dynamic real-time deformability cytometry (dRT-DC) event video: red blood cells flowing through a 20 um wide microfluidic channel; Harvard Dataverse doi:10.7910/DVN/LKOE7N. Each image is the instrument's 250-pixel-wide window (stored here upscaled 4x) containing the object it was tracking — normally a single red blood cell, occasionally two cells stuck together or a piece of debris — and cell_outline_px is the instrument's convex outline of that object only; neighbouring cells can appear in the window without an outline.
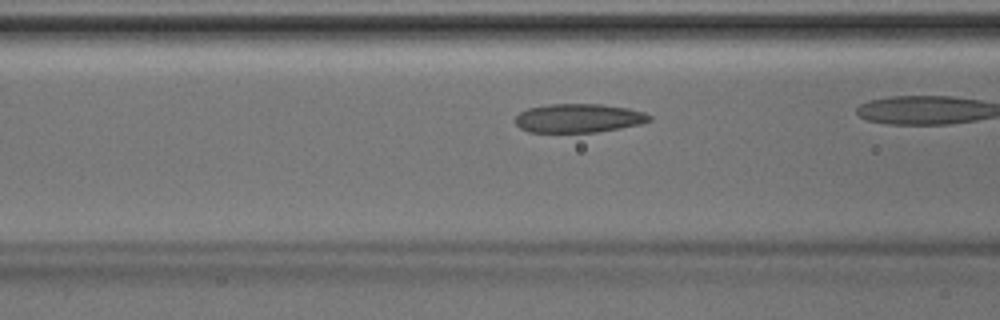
{"species": "Egyptian fruit bat (a non-hibernating species)", "species_latin": "Rousettus aegyptiacus", "temperature_condition": "room temperature", "stored_images_in_passage": 26, "camera_frame_rate_fps": 3000, "um_per_image_px": 0.085, "animal": {"sex": "male"}, "frame": {"image": 1, "passage_image": 8, "time_ms": 2.333, "image_size_px": [1000, 320], "cell_outline_px": [[652, 120], [640, 124], [620, 128], [596, 132], [528, 132], [520, 128], [516, 124], [516, 116], [520, 112], [528, 108], [548, 104], [600, 104], [628, 108], [644, 112], [652, 116]], "centroid_in_image_um": [49.19, 10.04], "position_along_channel_um": 117.4, "area_um2": 22.54}}
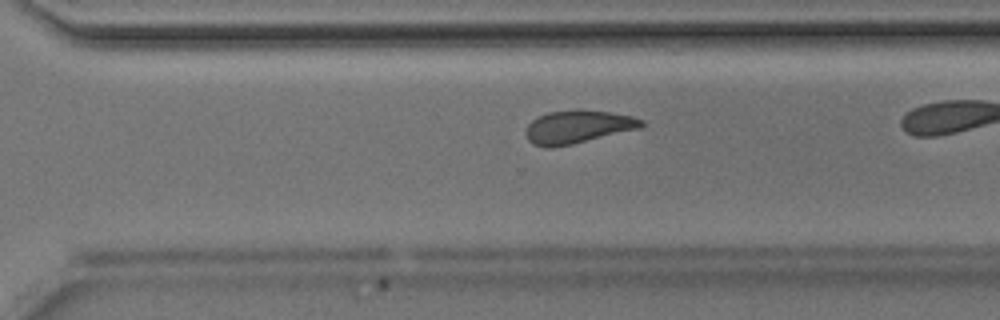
{"frame": {"image": 2, "passage_image": 22, "time_ms": 7.0, "image_size_px": [1000, 320], "cell_outline_px": [[644, 124], [640, 128], [572, 144], [552, 148], [532, 144], [528, 140], [528, 124], [532, 120], [548, 112], [576, 108], [608, 112], [632, 116], [644, 120]], "centroid_in_image_um": [49.13, 10.76], "position_along_channel_um": 321.5, "area_um2": 22.14}}